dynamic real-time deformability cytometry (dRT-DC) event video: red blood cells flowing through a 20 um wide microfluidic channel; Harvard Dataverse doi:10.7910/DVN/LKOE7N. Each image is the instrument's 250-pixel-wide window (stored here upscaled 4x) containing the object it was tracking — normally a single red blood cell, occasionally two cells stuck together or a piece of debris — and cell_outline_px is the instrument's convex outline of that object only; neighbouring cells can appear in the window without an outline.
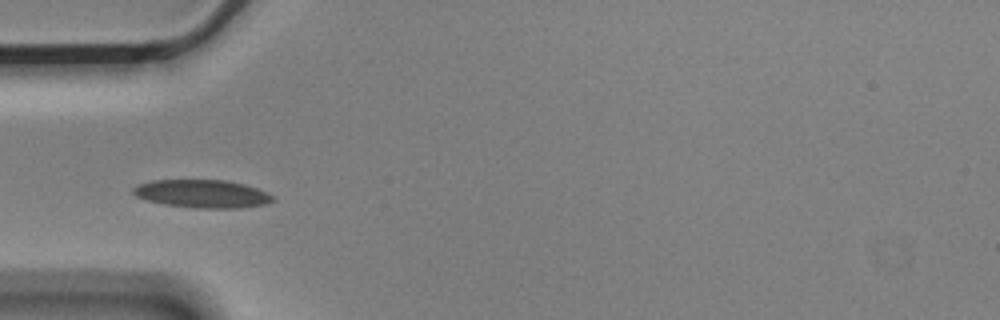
{"species": "Egyptian fruit bat (a non-hibernating species)", "species_latin": "Rousettus aegyptiacus", "temperature_condition": "cold", "stored_images_in_passage": 8, "camera_frame_rate_fps": 3000, "um_per_image_px": 0.085, "animal": {"sex": "male"}, "frame": {"image": 1, "passage_image": 7, "time_ms": 2.0, "image_size_px": [1000, 320], "cell_outline_px": [[276, 200], [268, 204], [240, 208], [196, 208], [164, 204], [144, 200], [136, 196], [132, 192], [132, 188], [136, 184], [152, 180], [228, 180], [244, 184], [268, 192], [276, 196]], "centroid_in_image_um": [17.22, 16.47], "position_along_channel_um": 67.8, "area_um2": 23.24}}
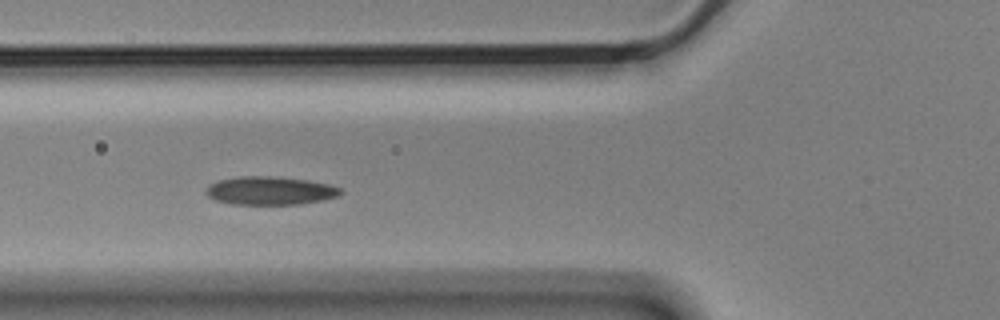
{"frame": {"image": 2, "passage_image": 8, "time_ms": 2.333, "image_size_px": [1000, 320], "cell_outline_px": [[344, 192], [340, 196], [324, 200], [300, 204], [232, 204], [216, 200], [208, 196], [204, 192], [208, 184], [220, 180], [240, 176], [276, 176], [308, 180], [328, 184], [340, 188]], "centroid_in_image_um": [22.98, 16.2], "position_along_channel_um": 102.8, "area_um2": 22.37}}